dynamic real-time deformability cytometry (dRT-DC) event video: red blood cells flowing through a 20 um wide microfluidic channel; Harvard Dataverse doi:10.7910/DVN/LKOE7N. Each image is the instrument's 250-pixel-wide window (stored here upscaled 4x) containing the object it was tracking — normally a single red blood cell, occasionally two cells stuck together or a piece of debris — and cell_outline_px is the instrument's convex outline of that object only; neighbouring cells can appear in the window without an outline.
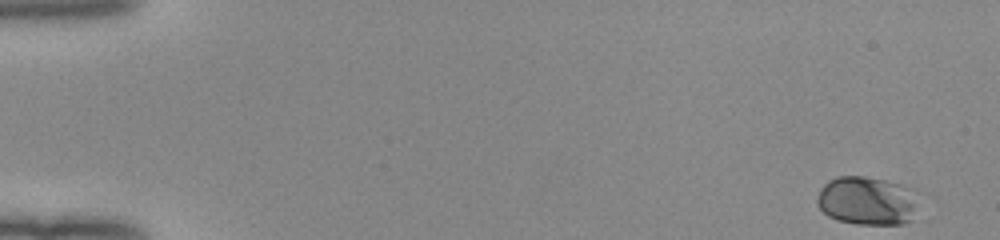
{"species": "human", "species_latin": "Homo sapiens", "temperature_condition": "room temperature", "stored_images_in_passage": 51, "camera_frame_rate_fps": 3000, "um_per_image_px": 0.085, "donor": {"sex": "female"}, "frame": {"image": 1, "passage_image": 1, "time_ms": 0.0, "image_size_px": [1000, 240], "cell_outline_px": [[924, 192], [908, 220], [904, 224], [856, 224], [836, 220], [828, 216], [816, 204], [816, 200], [820, 188], [828, 180], [836, 176], [864, 176], [884, 180], [916, 188]], "centroid_in_image_um": [73.74, 17.04], "position_along_channel_um": 11.3, "area_um2": 29.42}}
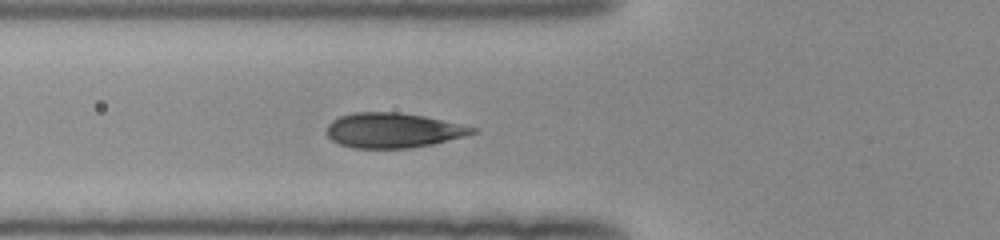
{"frame": {"image": 2, "passage_image": 19, "time_ms": 6.0, "image_size_px": [1000, 240], "cell_outline_px": [[480, 132], [432, 144], [412, 148], [352, 148], [340, 144], [332, 140], [324, 132], [328, 124], [332, 120], [340, 116], [352, 112], [396, 112], [424, 116], [480, 128]], "centroid_in_image_um": [33.41, 11.08], "position_along_channel_um": 92.4, "area_um2": 29.88}}
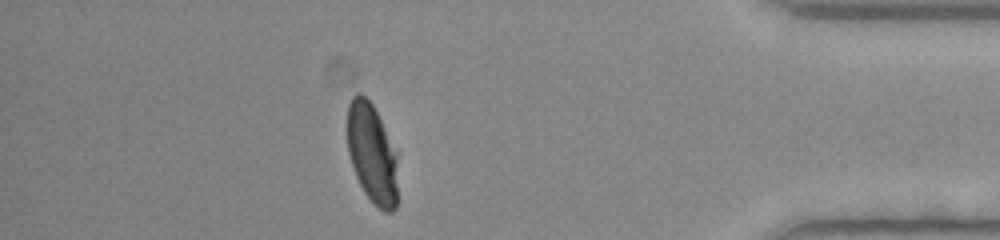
{"frame": {"image": 3, "passage_image": 45, "time_ms": 14.667, "image_size_px": [1000, 240], "cell_outline_px": [[396, 208], [392, 212], [384, 212], [364, 192], [356, 176], [348, 152], [348, 104], [352, 96], [356, 92], [360, 92], [372, 104], [396, 152]], "centroid_in_image_um": [31.6, 13.03], "position_along_channel_um": 403.6, "area_um2": 28.67}, "authors_computed_cell_mechanics": {"area_um2": 29.7092, "velocity_mm_per_s": 4.012, "shape_relaxation_time_tau1_ms": 2.6709, "shape_relaxation_time_tau2_ms": null, "deformation_change_tau1": 0.1514, "deformation_change_tau2": null}}